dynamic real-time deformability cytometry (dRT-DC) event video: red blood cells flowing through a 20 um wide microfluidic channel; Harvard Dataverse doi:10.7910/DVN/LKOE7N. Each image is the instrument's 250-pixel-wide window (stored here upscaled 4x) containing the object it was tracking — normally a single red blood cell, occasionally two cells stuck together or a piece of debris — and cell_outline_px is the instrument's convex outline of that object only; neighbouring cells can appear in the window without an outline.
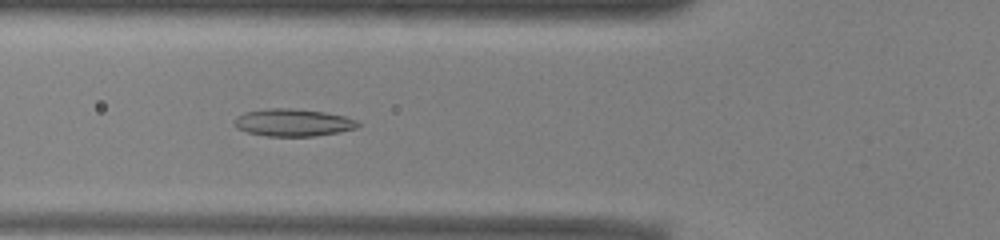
{"species": "common noctule bat (a hibernating species)", "species_latin": "Nyctalus noctula", "temperature_condition": "warm", "stored_images_in_passage": 51, "camera_frame_rate_fps": 3000, "um_per_image_px": 0.085, "animal": {"sex": "male", "body_mass_g": 13.0, "forearm_length_mm": 53.1}, "frame": {"image": 1, "passage_image": 18, "time_ms": 5.667, "image_size_px": [1000, 240], "cell_outline_px": [[360, 124], [356, 128], [340, 132], [312, 136], [268, 136], [248, 132], [236, 128], [232, 124], [232, 120], [236, 116], [244, 112], [268, 108], [292, 108], [324, 112], [348, 116], [356, 120]], "centroid_in_image_um": [24.88, 10.41], "position_along_channel_um": 100.9, "area_um2": 19.94}}
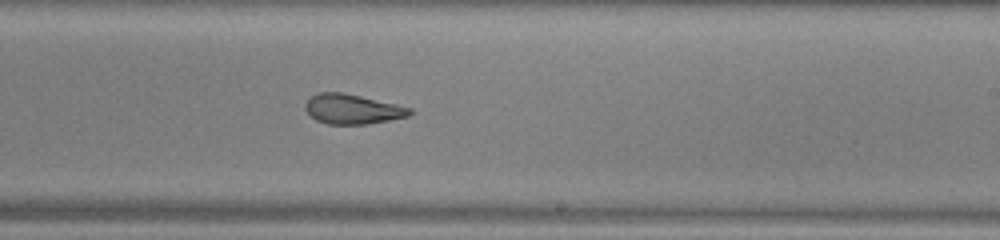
{"frame": {"image": 2, "passage_image": 30, "time_ms": 9.667, "image_size_px": [1000, 240], "cell_outline_px": [[412, 112], [408, 116], [368, 124], [328, 124], [316, 120], [304, 108], [304, 104], [316, 92], [344, 92], [396, 104], [412, 108]], "centroid_in_image_um": [29.94, 9.26], "position_along_channel_um": 259.1, "area_um2": 18.09}}
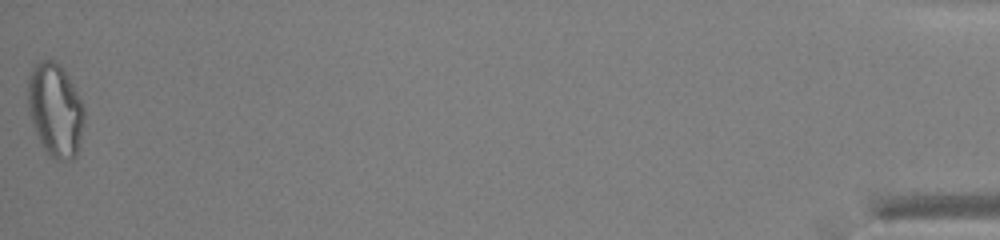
{"frame": {"image": 3, "passage_image": 51, "time_ms": 16.667, "image_size_px": [1000, 240], "cell_outline_px": [[84, 120], [76, 156], [72, 160], [56, 160], [44, 148], [32, 124], [28, 104], [28, 76], [32, 68], [40, 60], [52, 60], [60, 64], [68, 76], [84, 104]], "centroid_in_image_um": [4.71, 9.32], "position_along_channel_um": 430.5, "area_um2": 30.46}, "authors_computed_cell_mechanics": {"area_um2": 21.2126, "velocity_mm_per_s": 3.9562, "shape_relaxation_time_tau1_ms": null, "shape_relaxation_time_tau2_ms": 1.88, "deformation_change_tau1": null, "deformation_change_tau2": 0.1021}}